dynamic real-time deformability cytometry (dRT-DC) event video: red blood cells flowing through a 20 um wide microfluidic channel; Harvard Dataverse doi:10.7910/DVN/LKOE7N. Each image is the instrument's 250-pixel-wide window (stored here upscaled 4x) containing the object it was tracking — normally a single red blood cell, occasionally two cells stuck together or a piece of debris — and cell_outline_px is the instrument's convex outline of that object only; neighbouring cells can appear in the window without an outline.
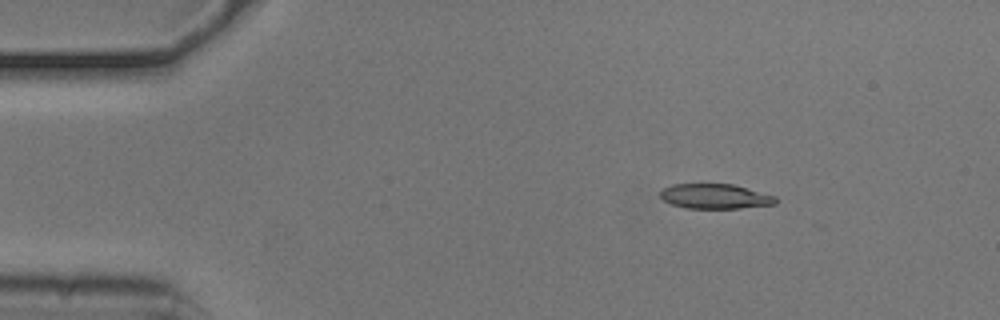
{"species": "common noctule bat (a hibernating species)", "species_latin": "Nyctalus noctula", "temperature_condition": "cold", "stored_images_in_passage": 11, "camera_frame_rate_fps": 3000, "um_per_image_px": 0.085, "animal": {"sex": "male", "body_mass_g": 20.5, "forearm_length_mm": 52.5}, "frame": {"image": 1, "passage_image": 1, "time_ms": 0.0, "image_size_px": [1000, 320], "cell_outline_px": [[780, 200], [776, 204], [740, 208], [688, 208], [672, 204], [664, 200], [660, 196], [660, 192], [664, 188], [672, 184], [732, 184], [776, 196]], "centroid_in_image_um": [60.82, 16.69], "position_along_channel_um": 24.2, "area_um2": 16.65}}
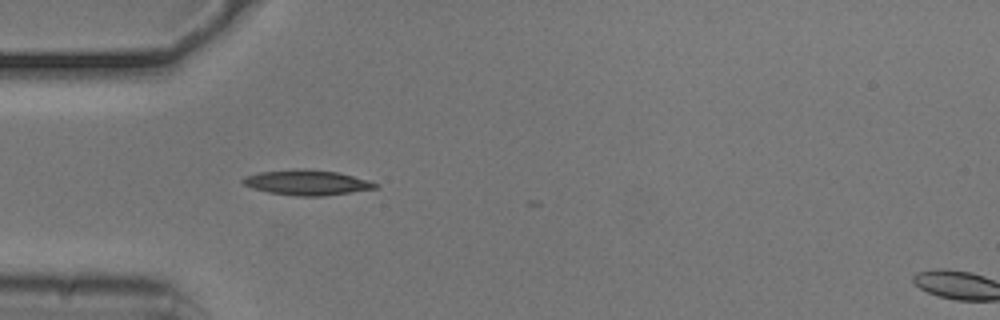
{"frame": {"image": 2, "passage_image": 9, "time_ms": 2.667, "image_size_px": [1000, 320], "cell_outline_px": [[380, 188], [324, 196], [296, 196], [268, 192], [252, 188], [244, 184], [240, 180], [244, 176], [260, 172], [296, 168], [304, 168], [340, 172], [368, 180], [380, 184]], "centroid_in_image_um": [26.12, 15.51], "position_along_channel_um": 58.9, "area_um2": 19.77}}